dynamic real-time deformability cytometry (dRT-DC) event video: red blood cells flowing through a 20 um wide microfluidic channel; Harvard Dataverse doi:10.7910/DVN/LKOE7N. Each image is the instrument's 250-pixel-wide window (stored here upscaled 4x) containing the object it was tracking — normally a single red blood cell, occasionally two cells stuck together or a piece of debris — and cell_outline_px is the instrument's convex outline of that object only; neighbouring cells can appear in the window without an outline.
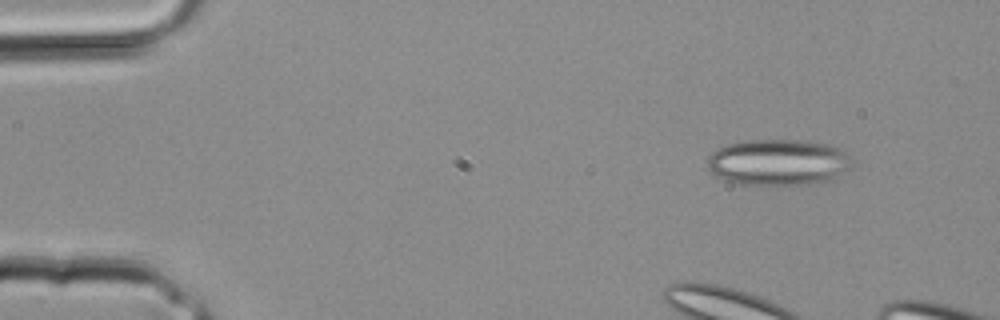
{"species": "common noctule bat (a hibernating species)", "species_latin": "Nyctalus noctula", "temperature_condition": "room temperature", "stored_images_in_passage": 2, "camera_frame_rate_fps": 3000, "um_per_image_px": 0.085, "animal": {"sex": "male", "body_mass_g": 20.4}, "frame": {"image": 1, "passage_image": 2, "time_ms": 0.333, "image_size_px": [1000, 320], "cell_outline_px": [[856, 160], [852, 168], [836, 180], [808, 184], [744, 184], [728, 180], [716, 176], [704, 168], [708, 156], [716, 148], [728, 144], [744, 140], [808, 140], [832, 144], [840, 148], [852, 156]], "centroid_in_image_um": [66.24, 13.78], "position_along_channel_um": 18.8, "area_um2": 40.06}}